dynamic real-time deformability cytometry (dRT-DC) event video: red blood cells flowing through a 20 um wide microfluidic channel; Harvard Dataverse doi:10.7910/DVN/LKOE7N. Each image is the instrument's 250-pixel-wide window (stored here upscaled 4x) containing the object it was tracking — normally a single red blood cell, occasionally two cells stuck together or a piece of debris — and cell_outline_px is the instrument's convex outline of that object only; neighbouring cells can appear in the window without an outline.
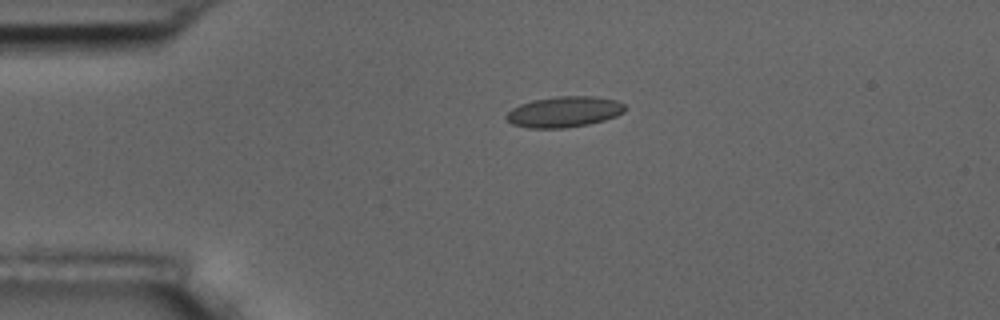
{"species": "common noctule bat (a hibernating species)", "species_latin": "Nyctalus noctula", "temperature_condition": "room temperature", "stored_images_in_passage": 5, "camera_frame_rate_fps": 3000, "um_per_image_px": 0.085, "animal": {"sex": "male", "body_mass_g": 17.5, "forearm_length_mm": 52.3}, "frame": {"image": 1, "passage_image": 4, "time_ms": 3.667, "image_size_px": [1000, 320], "cell_outline_px": [[628, 108], [624, 112], [616, 116], [604, 120], [588, 124], [564, 128], [528, 128], [512, 124], [504, 116], [512, 108], [520, 104], [532, 100], [556, 96], [592, 96], [616, 100], [624, 104]], "centroid_in_image_um": [47.95, 9.5], "position_along_channel_um": 37.0, "area_um2": 21.39}}